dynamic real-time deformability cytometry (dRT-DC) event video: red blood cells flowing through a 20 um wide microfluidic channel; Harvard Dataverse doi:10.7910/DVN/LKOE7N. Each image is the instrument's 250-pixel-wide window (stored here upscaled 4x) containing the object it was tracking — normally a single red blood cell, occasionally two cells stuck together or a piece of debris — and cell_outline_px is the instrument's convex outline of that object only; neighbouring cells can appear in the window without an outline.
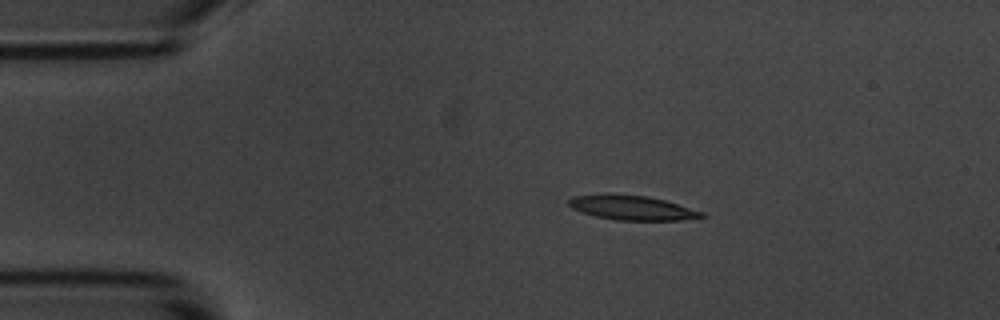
{"species": "common noctule bat (a hibernating species)", "species_latin": "Nyctalus noctula", "temperature_condition": "room temperature", "stored_images_in_passage": 4, "camera_frame_rate_fps": 3000, "um_per_image_px": 0.085, "animal": {"sex": "male", "body_mass_g": 20.1, "forearm_length_mm": 53.5}, "frame": {"image": 1, "passage_image": 3, "time_ms": 2.333, "image_size_px": [1000, 320], "cell_outline_px": [[708, 216], [680, 220], [616, 220], [596, 216], [580, 212], [572, 208], [568, 204], [568, 200], [572, 196], [608, 192], [648, 196], [664, 200], [704, 212]], "centroid_in_image_um": [53.67, 17.63], "position_along_channel_um": 31.3, "area_um2": 19.31}}